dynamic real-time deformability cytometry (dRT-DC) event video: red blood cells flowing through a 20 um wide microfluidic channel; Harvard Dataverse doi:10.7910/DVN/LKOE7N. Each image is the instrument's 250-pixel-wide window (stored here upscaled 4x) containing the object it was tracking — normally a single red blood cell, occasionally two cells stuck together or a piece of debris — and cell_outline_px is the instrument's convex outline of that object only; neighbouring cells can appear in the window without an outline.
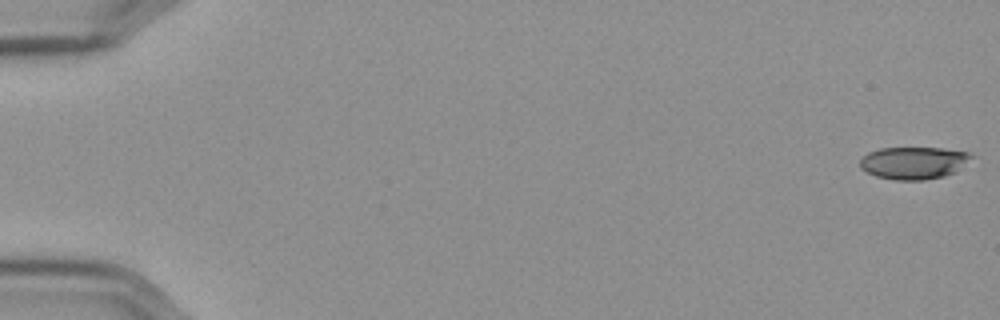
{"species": "Egyptian fruit bat (a non-hibernating species)", "species_latin": "Rousettus aegyptiacus", "temperature_condition": "cold", "stored_images_in_passage": 18, "camera_frame_rate_fps": 3000, "um_per_image_px": 0.085, "frame": {"image": 1, "passage_image": 1, "time_ms": 0.0, "image_size_px": [1000, 320], "cell_outline_px": [[976, 156], [956, 172], [944, 176], [924, 180], [892, 180], [876, 176], [860, 168], [860, 160], [868, 152], [880, 148], [940, 148], [972, 152]], "centroid_in_image_um": [77.72, 13.84], "position_along_channel_um": 7.3, "area_um2": 21.27}}